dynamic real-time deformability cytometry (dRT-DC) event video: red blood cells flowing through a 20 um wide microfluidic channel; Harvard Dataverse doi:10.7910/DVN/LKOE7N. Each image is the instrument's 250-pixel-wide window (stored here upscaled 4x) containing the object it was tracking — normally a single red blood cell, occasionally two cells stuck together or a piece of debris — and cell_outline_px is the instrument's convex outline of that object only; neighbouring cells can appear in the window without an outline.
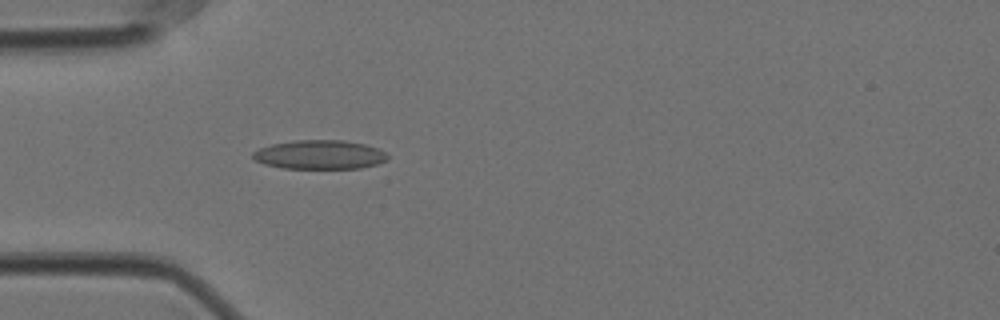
{"species": "Egyptian fruit bat (a non-hibernating species)", "species_latin": "Rousettus aegyptiacus", "temperature_condition": "cold", "stored_images_in_passage": 57, "camera_frame_rate_fps": 3000, "um_per_image_px": 0.085, "animal": {"sex": "female"}, "frame": {"image": 1, "passage_image": 17, "time_ms": 5.333, "image_size_px": [1000, 320], "cell_outline_px": [[388, 160], [376, 164], [360, 168], [284, 168], [264, 164], [256, 160], [252, 156], [252, 152], [260, 148], [272, 144], [296, 140], [344, 140], [364, 144], [376, 148], [384, 152], [388, 156]], "centroid_in_image_um": [27.17, 13.14], "position_along_channel_um": 57.8, "area_um2": 22.6}}
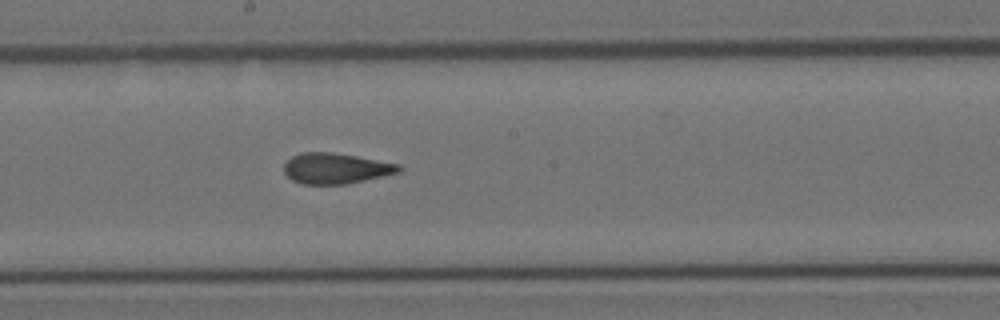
{"frame": {"image": 2, "passage_image": 31, "time_ms": 10.0, "image_size_px": [1000, 320], "cell_outline_px": [[404, 168], [400, 172], [348, 184], [304, 184], [292, 180], [284, 172], [284, 164], [292, 156], [300, 152], [332, 152], [356, 156], [400, 164]], "centroid_in_image_um": [28.56, 14.31], "position_along_channel_um": 219.6, "area_um2": 20.58}}
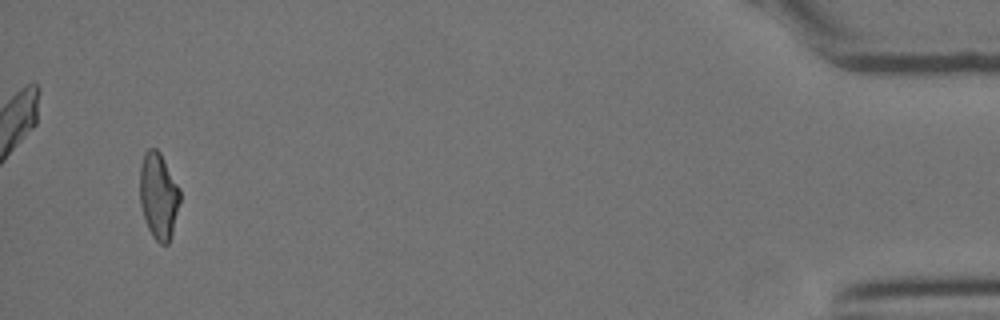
{"frame": {"image": 3, "passage_image": 55, "time_ms": 18.0, "image_size_px": [1000, 320], "cell_outline_px": [[180, 200], [172, 232], [168, 244], [160, 244], [152, 236], [148, 228], [140, 204], [140, 164], [144, 152], [148, 148], [156, 148], [160, 152], [180, 188]], "centroid_in_image_um": [13.47, 16.61], "position_along_channel_um": 421.7, "area_um2": 20.17}, "authors_computed_cell_mechanics": {"area_um2": 21.0392, "velocity_mm_per_s": 3.5298, "shape_relaxation_time_tau1_ms": null, "shape_relaxation_time_tau2_ms": 2.2441, "deformation_change_tau1": null, "deformation_change_tau2": 0.0853}}